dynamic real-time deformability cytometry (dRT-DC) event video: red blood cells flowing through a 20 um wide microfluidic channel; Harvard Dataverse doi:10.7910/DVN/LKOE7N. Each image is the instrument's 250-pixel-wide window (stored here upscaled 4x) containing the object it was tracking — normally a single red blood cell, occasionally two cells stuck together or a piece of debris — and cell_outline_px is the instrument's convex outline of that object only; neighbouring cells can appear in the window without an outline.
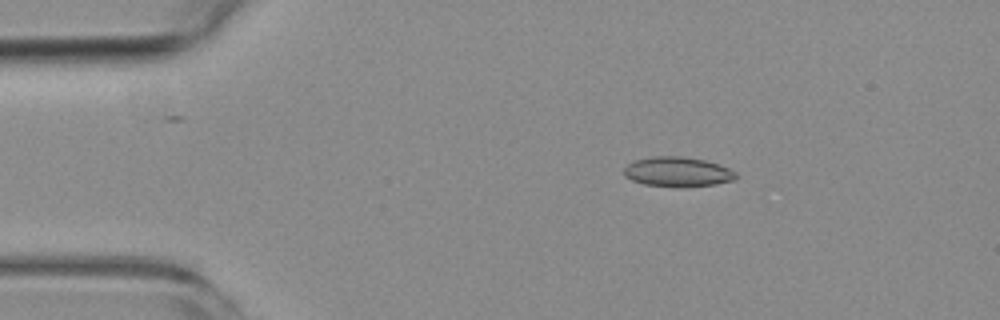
{"species": "common noctule bat (a hibernating species)", "species_latin": "Nyctalus noctula", "temperature_condition": "room temperature", "stored_images_in_passage": 7, "camera_frame_rate_fps": 3000, "um_per_image_px": 0.085, "animal": {"sex": "female", "body_mass_g": 19.3, "forearm_length_mm": 54.1}, "frame": {"image": 1, "passage_image": 2, "time_ms": 1.333, "image_size_px": [1000, 320], "cell_outline_px": [[736, 180], [716, 184], [680, 188], [644, 184], [632, 180], [624, 176], [624, 168], [628, 164], [636, 160], [652, 156], [680, 156], [704, 160], [728, 168], [736, 172]], "centroid_in_image_um": [57.59, 14.62], "position_along_channel_um": 27.4, "area_um2": 19.48}}
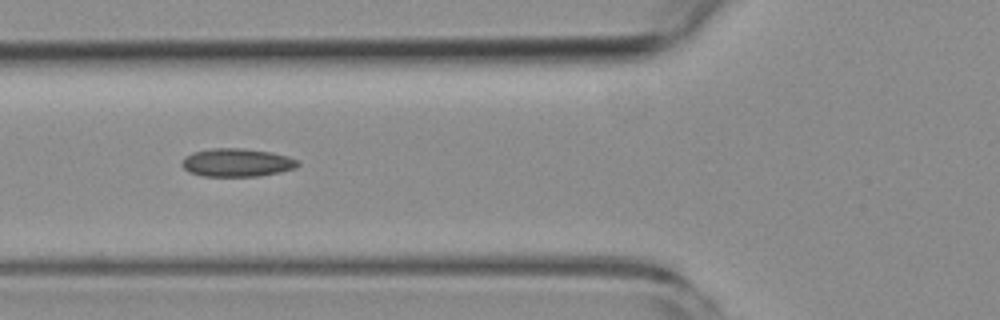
{"frame": {"image": 2, "passage_image": 5, "time_ms": 5.0, "image_size_px": [1000, 320], "cell_outline_px": [[300, 164], [296, 168], [280, 172], [260, 176], [200, 176], [188, 172], [180, 164], [184, 156], [192, 152], [212, 148], [244, 148], [272, 152], [288, 156], [300, 160]], "centroid_in_image_um": [20.14, 13.81], "position_along_channel_um": 105.7, "area_um2": 19.42}}
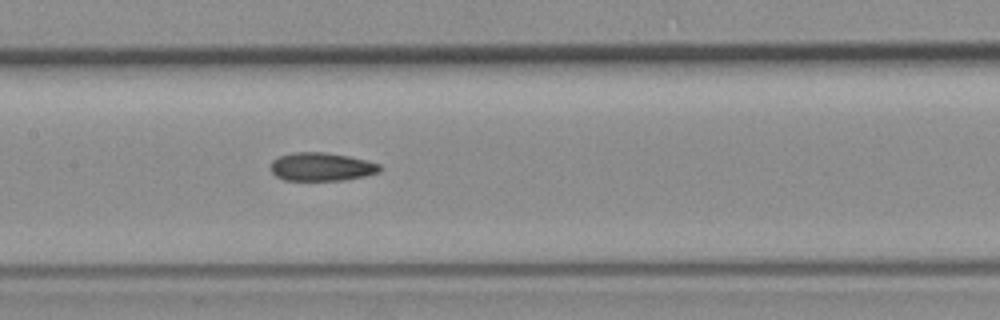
{"frame": {"image": 3, "passage_image": 7, "time_ms": 7.0, "image_size_px": [1000, 320], "cell_outline_px": [[384, 168], [380, 172], [364, 176], [344, 180], [284, 180], [276, 176], [272, 172], [272, 160], [280, 156], [292, 152], [324, 152], [348, 156], [380, 164]], "centroid_in_image_um": [27.35, 14.18], "position_along_channel_um": 180.0, "area_um2": 17.98}}